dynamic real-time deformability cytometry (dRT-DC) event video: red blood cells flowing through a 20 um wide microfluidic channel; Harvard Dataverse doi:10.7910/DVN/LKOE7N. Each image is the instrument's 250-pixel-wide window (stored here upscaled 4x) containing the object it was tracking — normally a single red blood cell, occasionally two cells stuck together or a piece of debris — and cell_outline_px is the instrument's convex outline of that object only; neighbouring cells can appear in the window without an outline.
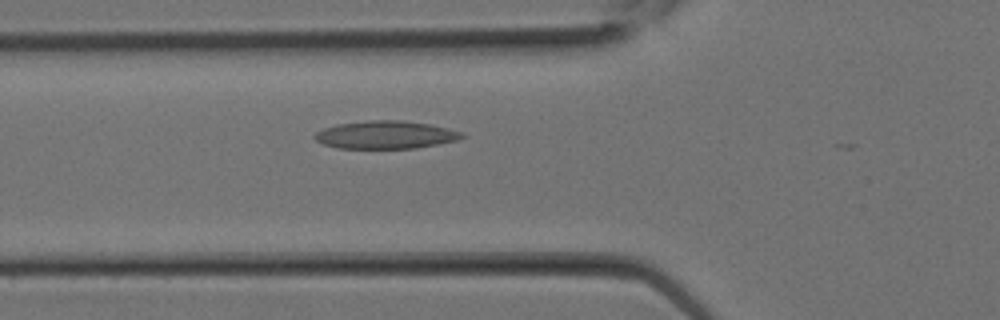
{"species": "Egyptian fruit bat (a non-hibernating species)", "species_latin": "Rousettus aegyptiacus", "temperature_condition": "room temperature", "stored_images_in_passage": 3, "camera_frame_rate_fps": 3000, "um_per_image_px": 0.085, "animal": {"sex": "female"}, "frame": {"image": 1, "passage_image": 3, "time_ms": 0.667, "image_size_px": [1000, 320], "cell_outline_px": [[464, 136], [456, 140], [416, 148], [336, 148], [324, 144], [316, 140], [312, 136], [316, 132], [324, 128], [336, 124], [368, 120], [400, 120], [428, 124], [448, 128], [464, 132]], "centroid_in_image_um": [32.74, 11.45], "position_along_channel_um": 93.1, "area_um2": 23.81}}